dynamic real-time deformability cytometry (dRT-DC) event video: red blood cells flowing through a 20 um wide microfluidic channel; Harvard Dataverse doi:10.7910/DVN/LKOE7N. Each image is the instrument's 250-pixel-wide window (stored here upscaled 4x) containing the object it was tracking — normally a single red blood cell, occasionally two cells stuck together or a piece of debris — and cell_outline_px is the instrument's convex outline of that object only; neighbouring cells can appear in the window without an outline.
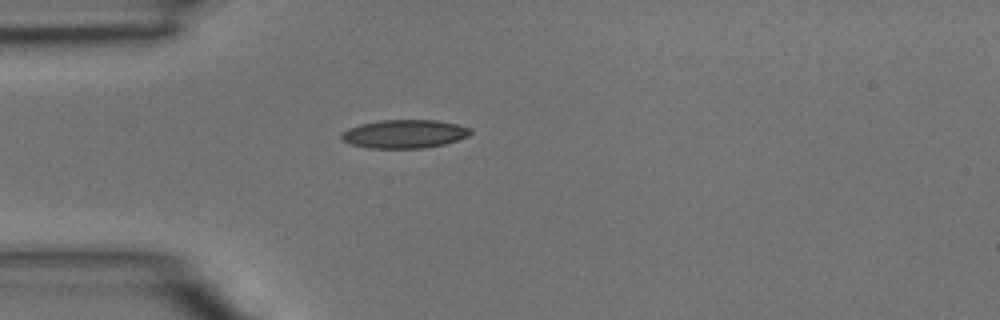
{"species": "common noctule bat (a hibernating species)", "species_latin": "Nyctalus noctula", "temperature_condition": "room temperature", "stored_images_in_passage": 34, "camera_frame_rate_fps": 3000, "um_per_image_px": 0.085, "animal": {"sex": "male", "body_mass_g": 15.6}, "frame": {"image": 1, "passage_image": 1, "time_ms": 0.0, "image_size_px": [1000, 320], "cell_outline_px": [[472, 132], [468, 136], [444, 144], [424, 148], [368, 148], [352, 144], [340, 140], [340, 132], [348, 128], [360, 124], [380, 120], [436, 120], [456, 124], [472, 128]], "centroid_in_image_um": [34.34, 11.38], "position_along_channel_um": 50.7, "area_um2": 21.5}}
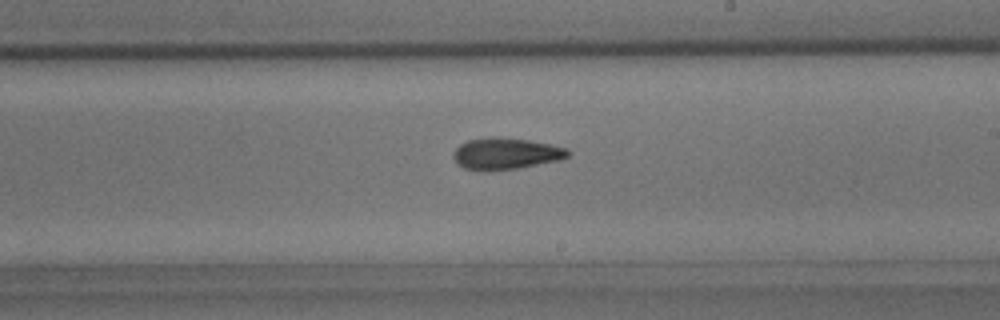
{"frame": {"image": 2, "passage_image": 15, "time_ms": 4.667, "image_size_px": [1000, 320], "cell_outline_px": [[572, 152], [568, 156], [560, 160], [520, 168], [464, 168], [456, 164], [452, 156], [456, 148], [460, 144], [468, 140], [528, 140], [548, 144], [564, 148]], "centroid_in_image_um": [43.04, 13.08], "position_along_channel_um": 246.0, "area_um2": 19.59}}
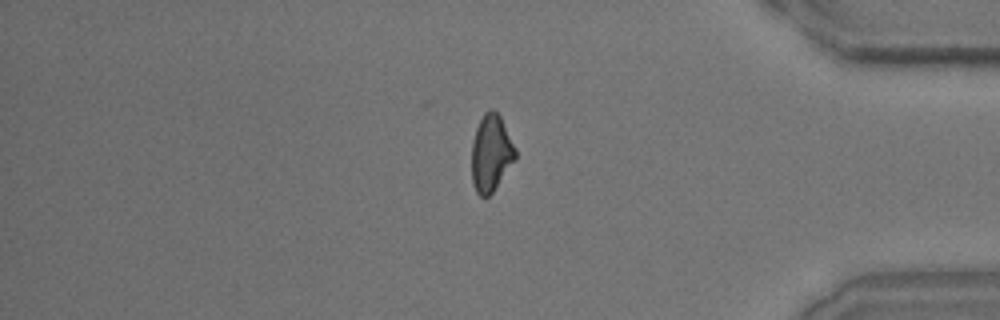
{"frame": {"image": 3, "passage_image": 27, "time_ms": 8.667, "image_size_px": [1000, 320], "cell_outline_px": [[516, 160], [492, 192], [488, 196], [480, 196], [476, 192], [472, 184], [472, 140], [476, 128], [484, 112], [488, 108], [492, 108], [500, 116], [516, 148]], "centroid_in_image_um": [41.74, 13.01], "position_along_channel_um": 393.5, "area_um2": 19.65}}